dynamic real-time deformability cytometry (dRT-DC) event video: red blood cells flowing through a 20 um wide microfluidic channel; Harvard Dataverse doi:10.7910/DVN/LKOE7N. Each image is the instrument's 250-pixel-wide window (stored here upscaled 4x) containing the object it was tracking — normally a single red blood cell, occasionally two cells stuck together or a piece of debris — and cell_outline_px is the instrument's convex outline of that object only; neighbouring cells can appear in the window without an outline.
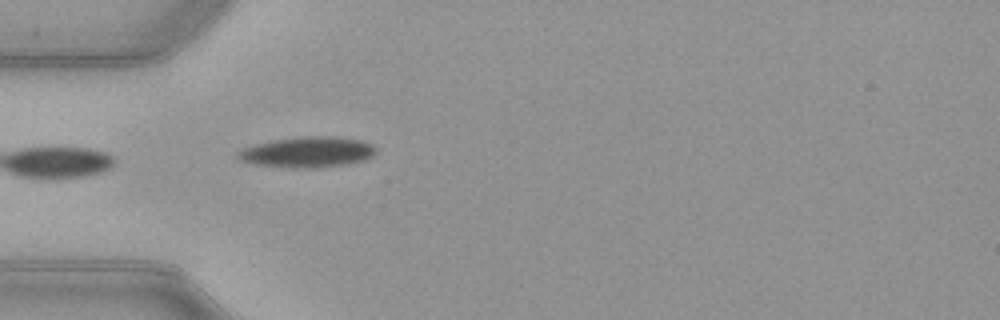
{"species": "common noctule bat (a hibernating species)", "species_latin": "Nyctalus noctula", "temperature_condition": "warm", "stored_images_in_passage": 19, "camera_frame_rate_fps": 3000, "um_per_image_px": 0.085, "animal": {"sex": "female", "body_mass_g": 21.9}, "frame": {"image": 1, "passage_image": 1, "time_ms": 0.0, "image_size_px": [1000, 320], "cell_outline_px": [[376, 152], [372, 156], [364, 160], [348, 164], [320, 168], [284, 168], [252, 164], [240, 160], [236, 156], [236, 152], [244, 148], [256, 144], [272, 140], [300, 136], [332, 136], [364, 140], [372, 144], [376, 148]], "centroid_in_image_um": [26.14, 12.94], "position_along_channel_um": 58.9, "area_um2": 25.14}}
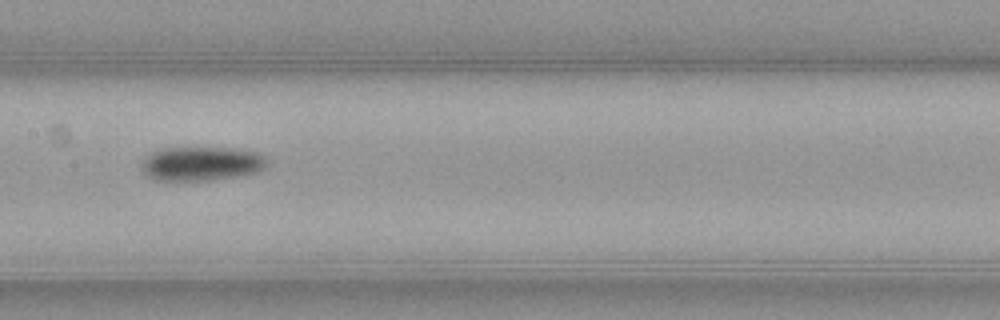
{"frame": {"image": 2, "passage_image": 11, "time_ms": 3.333, "image_size_px": [1000, 320], "cell_outline_px": [[268, 164], [260, 172], [212, 180], [156, 180], [148, 176], [140, 168], [144, 156], [160, 148], [232, 148], [260, 152], [268, 156]], "centroid_in_image_um": [17.16, 13.9], "position_along_channel_um": 190.2, "area_um2": 25.32}}
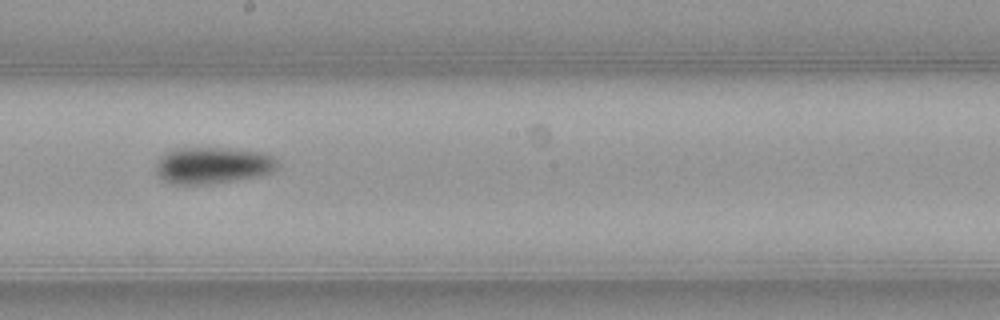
{"frame": {"image": 3, "passage_image": 14, "time_ms": 4.333, "image_size_px": [1000, 320], "cell_outline_px": [[280, 168], [272, 172], [260, 176], [208, 184], [176, 184], [164, 180], [156, 172], [156, 164], [172, 148], [220, 148], [260, 152], [272, 156], [280, 164]], "centroid_in_image_um": [18.13, 14.06], "position_along_channel_um": 230.1, "area_um2": 25.72}}